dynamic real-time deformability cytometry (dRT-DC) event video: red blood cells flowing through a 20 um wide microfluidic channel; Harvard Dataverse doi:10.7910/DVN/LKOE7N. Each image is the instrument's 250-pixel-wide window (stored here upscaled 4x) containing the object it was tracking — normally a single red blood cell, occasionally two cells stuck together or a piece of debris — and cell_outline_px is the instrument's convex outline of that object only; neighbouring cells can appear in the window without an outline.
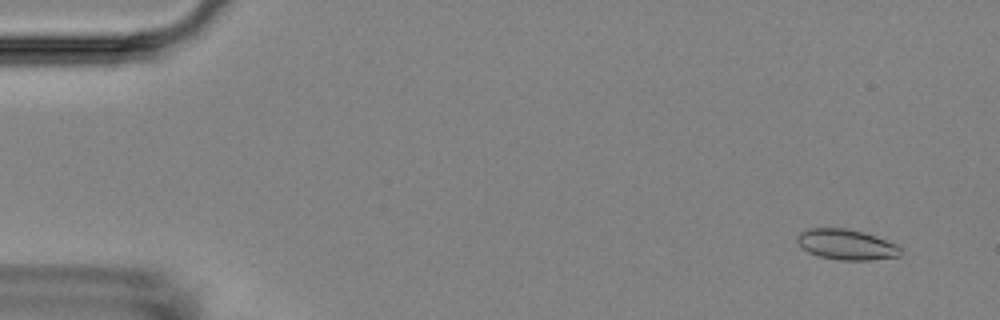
{"species": "Egyptian fruit bat (a non-hibernating species)", "species_latin": "Rousettus aegyptiacus", "temperature_condition": "room temperature", "stored_images_in_passage": 5, "camera_frame_rate_fps": 3000, "um_per_image_px": 0.085, "animal": {"sex": "female"}, "frame": {"image": 1, "passage_image": 1, "time_ms": 0.0, "image_size_px": [1000, 320], "cell_outline_px": [[900, 256], [868, 260], [840, 260], [816, 256], [800, 248], [796, 240], [796, 236], [800, 232], [808, 228], [844, 228], [876, 236], [896, 244], [900, 248]], "centroid_in_image_um": [71.87, 20.79], "position_along_channel_um": 13.1, "area_um2": 18.38}}